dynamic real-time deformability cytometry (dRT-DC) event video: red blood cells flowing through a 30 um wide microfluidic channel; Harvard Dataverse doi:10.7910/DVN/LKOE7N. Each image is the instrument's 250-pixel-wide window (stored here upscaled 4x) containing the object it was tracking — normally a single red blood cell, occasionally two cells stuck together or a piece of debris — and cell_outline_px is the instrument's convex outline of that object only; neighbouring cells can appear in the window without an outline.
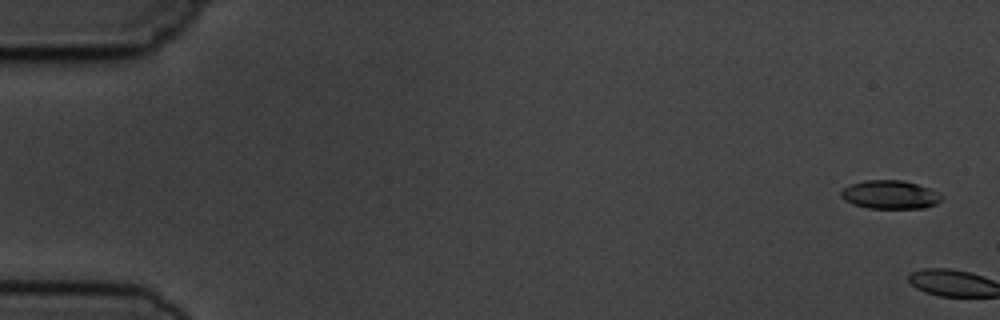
{"species": "common noctule bat (a hibernating species)", "species_latin": "Nyctalus noctula", "temperature_condition": "cold", "stored_images_in_passage": 2, "camera_frame_rate_fps": 3000, "um_per_image_px": 0.085, "animal": {"sex": "male", "body_mass_g": 19.5, "forearm_length_mm": 54.6}, "frame": {"image": 1, "passage_image": 1, "time_ms": 0.0, "image_size_px": [1000, 320], "cell_outline_px": [[944, 196], [936, 204], [924, 208], [868, 208], [852, 204], [844, 200], [840, 196], [840, 192], [844, 188], [852, 184], [864, 180], [904, 180], [928, 188]], "centroid_in_image_um": [75.63, 16.55], "position_along_channel_um": 9.4, "area_um2": 16.65}}